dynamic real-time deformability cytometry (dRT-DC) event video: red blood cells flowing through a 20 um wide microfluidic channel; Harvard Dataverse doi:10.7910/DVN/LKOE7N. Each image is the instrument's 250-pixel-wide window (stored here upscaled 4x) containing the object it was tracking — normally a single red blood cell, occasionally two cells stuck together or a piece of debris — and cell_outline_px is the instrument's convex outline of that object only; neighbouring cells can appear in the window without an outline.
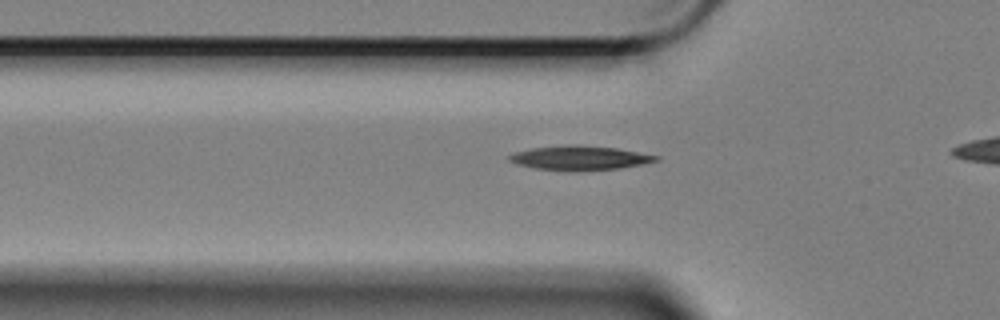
{"species": "Egyptian fruit bat (a non-hibernating species)", "species_latin": "Rousettus aegyptiacus", "temperature_condition": "cold", "stored_images_in_passage": 40, "camera_frame_rate_fps": 3000, "um_per_image_px": 0.085, "animal": {"sex": "female"}, "frame": {"image": 1, "passage_image": 11, "time_ms": 3.333, "image_size_px": [1000, 320], "cell_outline_px": [[660, 160], [620, 168], [532, 168], [516, 164], [508, 160], [508, 156], [516, 152], [532, 148], [564, 144], [580, 144], [616, 148], [660, 156]], "centroid_in_image_um": [49.27, 13.36], "position_along_channel_um": 76.5, "area_um2": 19.83}}
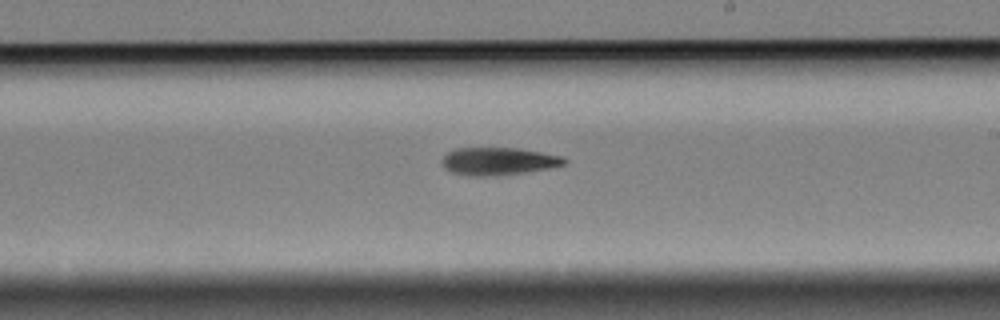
{"frame": {"image": 2, "passage_image": 26, "time_ms": 8.333, "image_size_px": [1000, 320], "cell_outline_px": [[568, 160], [564, 164], [548, 168], [524, 172], [488, 176], [468, 176], [452, 172], [444, 168], [440, 160], [448, 152], [456, 148], [520, 148], [560, 156]], "centroid_in_image_um": [42.31, 13.7], "position_along_channel_um": 246.7, "area_um2": 19.54}}
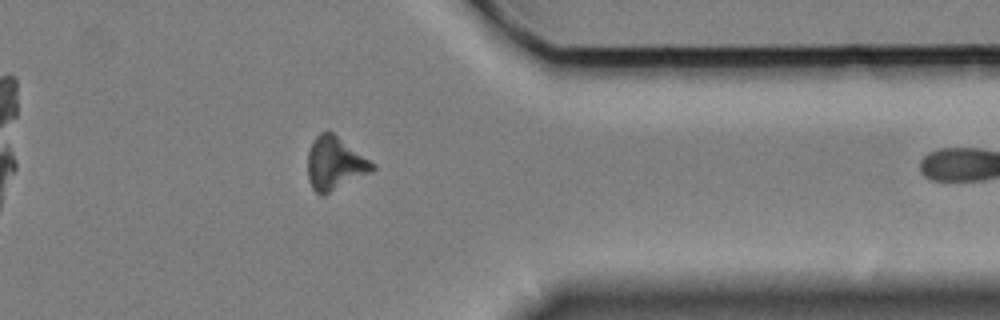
{"frame": {"image": 3, "passage_image": 39, "time_ms": 12.667, "image_size_px": [1000, 320], "cell_outline_px": [[376, 168], [372, 172], [324, 196], [320, 196], [312, 188], [308, 180], [308, 152], [316, 136], [320, 132], [328, 128], [376, 164]], "centroid_in_image_um": [28.48, 13.89], "position_along_channel_um": 382.9, "area_um2": 20.46}}